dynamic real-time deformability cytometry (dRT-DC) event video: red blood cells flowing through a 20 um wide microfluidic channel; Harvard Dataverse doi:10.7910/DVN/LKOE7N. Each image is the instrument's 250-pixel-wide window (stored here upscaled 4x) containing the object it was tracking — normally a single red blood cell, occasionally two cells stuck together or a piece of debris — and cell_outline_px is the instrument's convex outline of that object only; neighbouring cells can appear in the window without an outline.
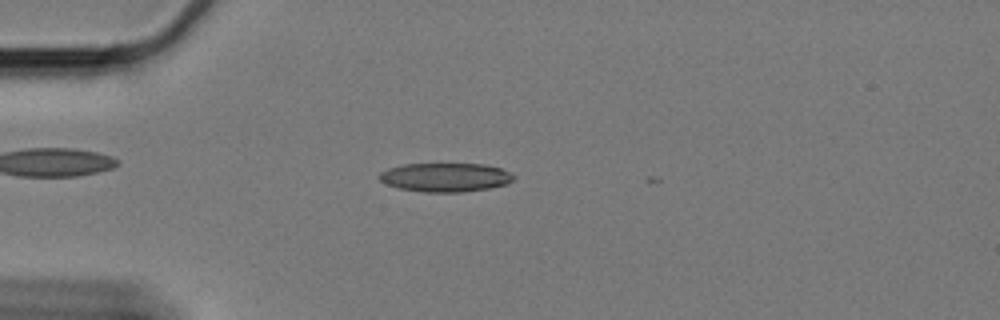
{"species": "Egyptian fruit bat (a non-hibernating species)", "species_latin": "Rousettus aegyptiacus", "temperature_condition": "cold", "stored_images_in_passage": 37, "camera_frame_rate_fps": 3000, "um_per_image_px": 0.085, "animal": {"sex": "female"}, "frame": {"image": 1, "passage_image": 1, "time_ms": 0.0, "image_size_px": [1000, 320], "cell_outline_px": [[516, 176], [508, 184], [488, 188], [460, 192], [424, 192], [400, 188], [388, 184], [380, 180], [376, 176], [380, 172], [388, 168], [404, 164], [484, 164], [500, 168]], "centroid_in_image_um": [37.84, 15.07], "position_along_channel_um": 47.2, "area_um2": 22.48}}
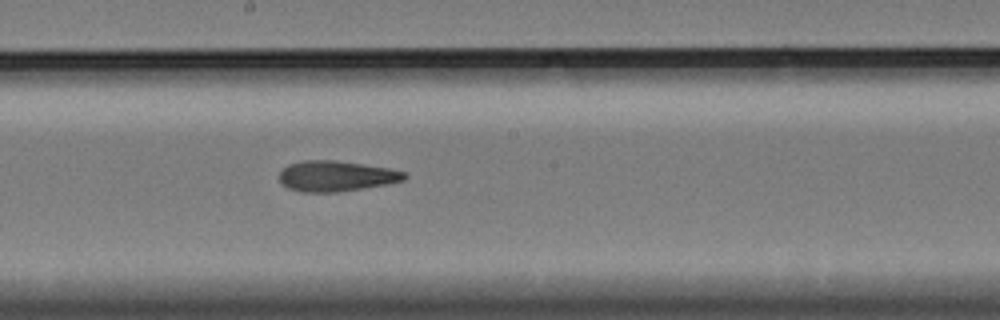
{"frame": {"image": 2, "passage_image": 18, "time_ms": 5.667, "image_size_px": [1000, 320], "cell_outline_px": [[408, 176], [404, 180], [384, 184], [336, 192], [304, 192], [288, 188], [280, 180], [280, 172], [288, 164], [304, 160], [336, 160], [392, 168], [404, 172]], "centroid_in_image_um": [28.58, 14.95], "position_along_channel_um": 219.6, "area_um2": 22.08}}
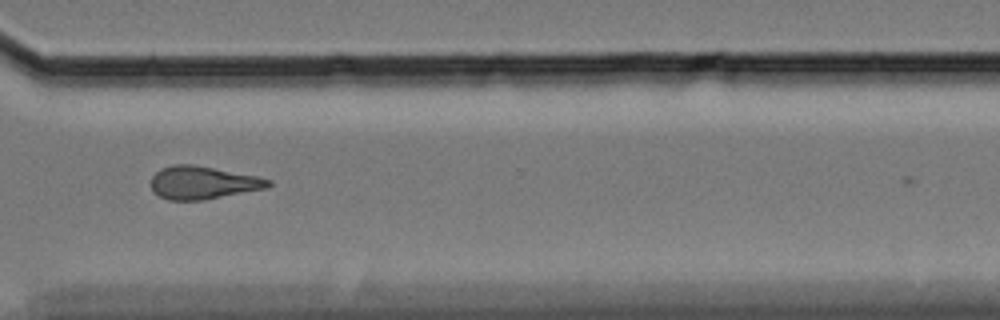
{"frame": {"image": 3, "passage_image": 30, "time_ms": 9.667, "image_size_px": [1000, 320], "cell_outline_px": [[272, 184], [268, 188], [204, 200], [168, 200], [160, 196], [152, 188], [152, 176], [160, 168], [176, 164], [192, 164], [256, 176], [272, 180]], "centroid_in_image_um": [17.27, 15.53], "position_along_channel_um": 353.3, "area_um2": 22.37}, "authors_computed_cell_mechanics": {"area_um2": 22.253, "velocity_mm_per_s": 3.3484, "shape_relaxation_time_tau1_ms": null, "shape_relaxation_time_tau2_ms": 6.8474, "deformation_change_tau1": null, "deformation_change_tau2": 0.1709}}